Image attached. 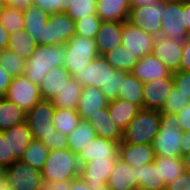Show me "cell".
Instances as JSON below:
<instances>
[{
  "label": "cell",
  "mask_w": 190,
  "mask_h": 190,
  "mask_svg": "<svg viewBox=\"0 0 190 190\" xmlns=\"http://www.w3.org/2000/svg\"><path fill=\"white\" fill-rule=\"evenodd\" d=\"M65 57V45L37 44L34 52L27 60L24 75L39 86L47 72L58 66L64 67Z\"/></svg>",
  "instance_id": "obj_1"
},
{
  "label": "cell",
  "mask_w": 190,
  "mask_h": 190,
  "mask_svg": "<svg viewBox=\"0 0 190 190\" xmlns=\"http://www.w3.org/2000/svg\"><path fill=\"white\" fill-rule=\"evenodd\" d=\"M182 133L177 114L160 112L159 131L152 142L155 155L181 158Z\"/></svg>",
  "instance_id": "obj_2"
},
{
  "label": "cell",
  "mask_w": 190,
  "mask_h": 190,
  "mask_svg": "<svg viewBox=\"0 0 190 190\" xmlns=\"http://www.w3.org/2000/svg\"><path fill=\"white\" fill-rule=\"evenodd\" d=\"M43 180L60 181L80 176L77 155L70 149L51 150L41 169Z\"/></svg>",
  "instance_id": "obj_3"
},
{
  "label": "cell",
  "mask_w": 190,
  "mask_h": 190,
  "mask_svg": "<svg viewBox=\"0 0 190 190\" xmlns=\"http://www.w3.org/2000/svg\"><path fill=\"white\" fill-rule=\"evenodd\" d=\"M160 112L141 109L123 132L122 142L152 144L159 131Z\"/></svg>",
  "instance_id": "obj_4"
},
{
  "label": "cell",
  "mask_w": 190,
  "mask_h": 190,
  "mask_svg": "<svg viewBox=\"0 0 190 190\" xmlns=\"http://www.w3.org/2000/svg\"><path fill=\"white\" fill-rule=\"evenodd\" d=\"M65 48L64 67L73 78L100 56L95 39L87 37L75 35L65 44Z\"/></svg>",
  "instance_id": "obj_5"
},
{
  "label": "cell",
  "mask_w": 190,
  "mask_h": 190,
  "mask_svg": "<svg viewBox=\"0 0 190 190\" xmlns=\"http://www.w3.org/2000/svg\"><path fill=\"white\" fill-rule=\"evenodd\" d=\"M185 24V0L165 2V9H162L160 36L170 38L177 44H184L190 36Z\"/></svg>",
  "instance_id": "obj_6"
},
{
  "label": "cell",
  "mask_w": 190,
  "mask_h": 190,
  "mask_svg": "<svg viewBox=\"0 0 190 190\" xmlns=\"http://www.w3.org/2000/svg\"><path fill=\"white\" fill-rule=\"evenodd\" d=\"M76 35L75 21L66 13L50 14L43 26L40 44L63 46Z\"/></svg>",
  "instance_id": "obj_7"
},
{
  "label": "cell",
  "mask_w": 190,
  "mask_h": 190,
  "mask_svg": "<svg viewBox=\"0 0 190 190\" xmlns=\"http://www.w3.org/2000/svg\"><path fill=\"white\" fill-rule=\"evenodd\" d=\"M162 9H165L164 1L147 5H133L130 8L127 22L140 27L144 32L154 37H158L161 32Z\"/></svg>",
  "instance_id": "obj_8"
},
{
  "label": "cell",
  "mask_w": 190,
  "mask_h": 190,
  "mask_svg": "<svg viewBox=\"0 0 190 190\" xmlns=\"http://www.w3.org/2000/svg\"><path fill=\"white\" fill-rule=\"evenodd\" d=\"M1 176L13 190H37L43 180L40 170L21 160L1 170Z\"/></svg>",
  "instance_id": "obj_9"
},
{
  "label": "cell",
  "mask_w": 190,
  "mask_h": 190,
  "mask_svg": "<svg viewBox=\"0 0 190 190\" xmlns=\"http://www.w3.org/2000/svg\"><path fill=\"white\" fill-rule=\"evenodd\" d=\"M55 110L56 107L51 100H41L26 112V123L34 140H40L41 137L49 136L57 131L52 122Z\"/></svg>",
  "instance_id": "obj_10"
},
{
  "label": "cell",
  "mask_w": 190,
  "mask_h": 190,
  "mask_svg": "<svg viewBox=\"0 0 190 190\" xmlns=\"http://www.w3.org/2000/svg\"><path fill=\"white\" fill-rule=\"evenodd\" d=\"M4 97L25 112H28L42 100L39 86L31 82L24 74L12 78Z\"/></svg>",
  "instance_id": "obj_11"
},
{
  "label": "cell",
  "mask_w": 190,
  "mask_h": 190,
  "mask_svg": "<svg viewBox=\"0 0 190 190\" xmlns=\"http://www.w3.org/2000/svg\"><path fill=\"white\" fill-rule=\"evenodd\" d=\"M156 37L129 22H122L121 45L138 59L151 54Z\"/></svg>",
  "instance_id": "obj_12"
},
{
  "label": "cell",
  "mask_w": 190,
  "mask_h": 190,
  "mask_svg": "<svg viewBox=\"0 0 190 190\" xmlns=\"http://www.w3.org/2000/svg\"><path fill=\"white\" fill-rule=\"evenodd\" d=\"M174 87V79L151 80L143 85V109L161 111Z\"/></svg>",
  "instance_id": "obj_13"
},
{
  "label": "cell",
  "mask_w": 190,
  "mask_h": 190,
  "mask_svg": "<svg viewBox=\"0 0 190 190\" xmlns=\"http://www.w3.org/2000/svg\"><path fill=\"white\" fill-rule=\"evenodd\" d=\"M117 158L92 160L80 165V177L86 181L90 190L101 188L108 182Z\"/></svg>",
  "instance_id": "obj_14"
},
{
  "label": "cell",
  "mask_w": 190,
  "mask_h": 190,
  "mask_svg": "<svg viewBox=\"0 0 190 190\" xmlns=\"http://www.w3.org/2000/svg\"><path fill=\"white\" fill-rule=\"evenodd\" d=\"M114 68L106 61L103 56L96 57L90 62L88 67L77 74L74 79L82 87H96L104 86L109 74H112Z\"/></svg>",
  "instance_id": "obj_15"
},
{
  "label": "cell",
  "mask_w": 190,
  "mask_h": 190,
  "mask_svg": "<svg viewBox=\"0 0 190 190\" xmlns=\"http://www.w3.org/2000/svg\"><path fill=\"white\" fill-rule=\"evenodd\" d=\"M119 142L96 137L76 155L80 165L92 160H105L107 158H118Z\"/></svg>",
  "instance_id": "obj_16"
},
{
  "label": "cell",
  "mask_w": 190,
  "mask_h": 190,
  "mask_svg": "<svg viewBox=\"0 0 190 190\" xmlns=\"http://www.w3.org/2000/svg\"><path fill=\"white\" fill-rule=\"evenodd\" d=\"M184 44L172 42L170 38L156 37L151 54L160 60L171 73L180 69Z\"/></svg>",
  "instance_id": "obj_17"
},
{
  "label": "cell",
  "mask_w": 190,
  "mask_h": 190,
  "mask_svg": "<svg viewBox=\"0 0 190 190\" xmlns=\"http://www.w3.org/2000/svg\"><path fill=\"white\" fill-rule=\"evenodd\" d=\"M141 82L169 78L172 73L160 60L152 54L138 59L137 64L130 72Z\"/></svg>",
  "instance_id": "obj_18"
},
{
  "label": "cell",
  "mask_w": 190,
  "mask_h": 190,
  "mask_svg": "<svg viewBox=\"0 0 190 190\" xmlns=\"http://www.w3.org/2000/svg\"><path fill=\"white\" fill-rule=\"evenodd\" d=\"M118 157L130 167L145 166L155 161L156 155L152 144L119 143Z\"/></svg>",
  "instance_id": "obj_19"
},
{
  "label": "cell",
  "mask_w": 190,
  "mask_h": 190,
  "mask_svg": "<svg viewBox=\"0 0 190 190\" xmlns=\"http://www.w3.org/2000/svg\"><path fill=\"white\" fill-rule=\"evenodd\" d=\"M72 75L65 67H55L47 72L43 81L39 84L42 100H52L67 85Z\"/></svg>",
  "instance_id": "obj_20"
},
{
  "label": "cell",
  "mask_w": 190,
  "mask_h": 190,
  "mask_svg": "<svg viewBox=\"0 0 190 190\" xmlns=\"http://www.w3.org/2000/svg\"><path fill=\"white\" fill-rule=\"evenodd\" d=\"M2 132L4 137L9 140V156H13L16 160H21L29 142L33 139L27 123L14 125Z\"/></svg>",
  "instance_id": "obj_21"
},
{
  "label": "cell",
  "mask_w": 190,
  "mask_h": 190,
  "mask_svg": "<svg viewBox=\"0 0 190 190\" xmlns=\"http://www.w3.org/2000/svg\"><path fill=\"white\" fill-rule=\"evenodd\" d=\"M108 100L100 88L83 87L81 97L78 103L77 113L81 120H87L99 109L106 108Z\"/></svg>",
  "instance_id": "obj_22"
},
{
  "label": "cell",
  "mask_w": 190,
  "mask_h": 190,
  "mask_svg": "<svg viewBox=\"0 0 190 190\" xmlns=\"http://www.w3.org/2000/svg\"><path fill=\"white\" fill-rule=\"evenodd\" d=\"M122 22H102L95 42L100 56L121 45Z\"/></svg>",
  "instance_id": "obj_23"
},
{
  "label": "cell",
  "mask_w": 190,
  "mask_h": 190,
  "mask_svg": "<svg viewBox=\"0 0 190 190\" xmlns=\"http://www.w3.org/2000/svg\"><path fill=\"white\" fill-rule=\"evenodd\" d=\"M87 121L98 137L122 142L123 132L111 121L107 107L96 111Z\"/></svg>",
  "instance_id": "obj_24"
},
{
  "label": "cell",
  "mask_w": 190,
  "mask_h": 190,
  "mask_svg": "<svg viewBox=\"0 0 190 190\" xmlns=\"http://www.w3.org/2000/svg\"><path fill=\"white\" fill-rule=\"evenodd\" d=\"M107 184L113 190H136L134 167H130L121 158H117Z\"/></svg>",
  "instance_id": "obj_25"
},
{
  "label": "cell",
  "mask_w": 190,
  "mask_h": 190,
  "mask_svg": "<svg viewBox=\"0 0 190 190\" xmlns=\"http://www.w3.org/2000/svg\"><path fill=\"white\" fill-rule=\"evenodd\" d=\"M130 8L128 0H97L96 12L102 22H125Z\"/></svg>",
  "instance_id": "obj_26"
},
{
  "label": "cell",
  "mask_w": 190,
  "mask_h": 190,
  "mask_svg": "<svg viewBox=\"0 0 190 190\" xmlns=\"http://www.w3.org/2000/svg\"><path fill=\"white\" fill-rule=\"evenodd\" d=\"M135 181L138 186L154 190H165L166 181L160 173V161H153L145 166L134 167Z\"/></svg>",
  "instance_id": "obj_27"
},
{
  "label": "cell",
  "mask_w": 190,
  "mask_h": 190,
  "mask_svg": "<svg viewBox=\"0 0 190 190\" xmlns=\"http://www.w3.org/2000/svg\"><path fill=\"white\" fill-rule=\"evenodd\" d=\"M107 108L111 121L122 132H124L127 125L136 117L138 112L141 110L137 105L122 99L109 101Z\"/></svg>",
  "instance_id": "obj_28"
},
{
  "label": "cell",
  "mask_w": 190,
  "mask_h": 190,
  "mask_svg": "<svg viewBox=\"0 0 190 190\" xmlns=\"http://www.w3.org/2000/svg\"><path fill=\"white\" fill-rule=\"evenodd\" d=\"M24 30L29 33L31 38L40 44L43 26L47 24L49 14L36 5H31L23 11Z\"/></svg>",
  "instance_id": "obj_29"
},
{
  "label": "cell",
  "mask_w": 190,
  "mask_h": 190,
  "mask_svg": "<svg viewBox=\"0 0 190 190\" xmlns=\"http://www.w3.org/2000/svg\"><path fill=\"white\" fill-rule=\"evenodd\" d=\"M143 85L134 75L128 72L119 88L117 99H122L143 109Z\"/></svg>",
  "instance_id": "obj_30"
},
{
  "label": "cell",
  "mask_w": 190,
  "mask_h": 190,
  "mask_svg": "<svg viewBox=\"0 0 190 190\" xmlns=\"http://www.w3.org/2000/svg\"><path fill=\"white\" fill-rule=\"evenodd\" d=\"M83 87L73 77L52 100V104L60 109L77 110Z\"/></svg>",
  "instance_id": "obj_31"
},
{
  "label": "cell",
  "mask_w": 190,
  "mask_h": 190,
  "mask_svg": "<svg viewBox=\"0 0 190 190\" xmlns=\"http://www.w3.org/2000/svg\"><path fill=\"white\" fill-rule=\"evenodd\" d=\"M97 137L87 120H81L75 130L67 135L68 149L77 154Z\"/></svg>",
  "instance_id": "obj_32"
},
{
  "label": "cell",
  "mask_w": 190,
  "mask_h": 190,
  "mask_svg": "<svg viewBox=\"0 0 190 190\" xmlns=\"http://www.w3.org/2000/svg\"><path fill=\"white\" fill-rule=\"evenodd\" d=\"M26 122V112L5 97H0V131Z\"/></svg>",
  "instance_id": "obj_33"
},
{
  "label": "cell",
  "mask_w": 190,
  "mask_h": 190,
  "mask_svg": "<svg viewBox=\"0 0 190 190\" xmlns=\"http://www.w3.org/2000/svg\"><path fill=\"white\" fill-rule=\"evenodd\" d=\"M37 43L24 29L9 35L6 49L28 60L36 48Z\"/></svg>",
  "instance_id": "obj_34"
},
{
  "label": "cell",
  "mask_w": 190,
  "mask_h": 190,
  "mask_svg": "<svg viewBox=\"0 0 190 190\" xmlns=\"http://www.w3.org/2000/svg\"><path fill=\"white\" fill-rule=\"evenodd\" d=\"M103 57L117 70L131 72L138 62V58L124 49L122 45L116 46L113 50L105 53Z\"/></svg>",
  "instance_id": "obj_35"
},
{
  "label": "cell",
  "mask_w": 190,
  "mask_h": 190,
  "mask_svg": "<svg viewBox=\"0 0 190 190\" xmlns=\"http://www.w3.org/2000/svg\"><path fill=\"white\" fill-rule=\"evenodd\" d=\"M81 119L77 110L56 108L52 122L57 131L69 135L76 129Z\"/></svg>",
  "instance_id": "obj_36"
},
{
  "label": "cell",
  "mask_w": 190,
  "mask_h": 190,
  "mask_svg": "<svg viewBox=\"0 0 190 190\" xmlns=\"http://www.w3.org/2000/svg\"><path fill=\"white\" fill-rule=\"evenodd\" d=\"M49 152L50 150L43 142L32 139L24 151L21 161L41 171Z\"/></svg>",
  "instance_id": "obj_37"
},
{
  "label": "cell",
  "mask_w": 190,
  "mask_h": 190,
  "mask_svg": "<svg viewBox=\"0 0 190 190\" xmlns=\"http://www.w3.org/2000/svg\"><path fill=\"white\" fill-rule=\"evenodd\" d=\"M27 60L14 52L3 49L0 51V65L12 78L24 74Z\"/></svg>",
  "instance_id": "obj_38"
},
{
  "label": "cell",
  "mask_w": 190,
  "mask_h": 190,
  "mask_svg": "<svg viewBox=\"0 0 190 190\" xmlns=\"http://www.w3.org/2000/svg\"><path fill=\"white\" fill-rule=\"evenodd\" d=\"M155 161H160V173L166 184H169L185 172L180 157L156 156Z\"/></svg>",
  "instance_id": "obj_39"
},
{
  "label": "cell",
  "mask_w": 190,
  "mask_h": 190,
  "mask_svg": "<svg viewBox=\"0 0 190 190\" xmlns=\"http://www.w3.org/2000/svg\"><path fill=\"white\" fill-rule=\"evenodd\" d=\"M0 23L9 34L24 29L23 10L5 6L0 15Z\"/></svg>",
  "instance_id": "obj_40"
},
{
  "label": "cell",
  "mask_w": 190,
  "mask_h": 190,
  "mask_svg": "<svg viewBox=\"0 0 190 190\" xmlns=\"http://www.w3.org/2000/svg\"><path fill=\"white\" fill-rule=\"evenodd\" d=\"M102 23L101 18L97 15H89L75 21L76 35L95 39Z\"/></svg>",
  "instance_id": "obj_41"
},
{
  "label": "cell",
  "mask_w": 190,
  "mask_h": 190,
  "mask_svg": "<svg viewBox=\"0 0 190 190\" xmlns=\"http://www.w3.org/2000/svg\"><path fill=\"white\" fill-rule=\"evenodd\" d=\"M97 0H72L71 5L65 12L74 21L97 14Z\"/></svg>",
  "instance_id": "obj_42"
},
{
  "label": "cell",
  "mask_w": 190,
  "mask_h": 190,
  "mask_svg": "<svg viewBox=\"0 0 190 190\" xmlns=\"http://www.w3.org/2000/svg\"><path fill=\"white\" fill-rule=\"evenodd\" d=\"M127 73V71L114 69L112 74H109L105 85L100 87L108 102L117 99L121 80L125 78Z\"/></svg>",
  "instance_id": "obj_43"
},
{
  "label": "cell",
  "mask_w": 190,
  "mask_h": 190,
  "mask_svg": "<svg viewBox=\"0 0 190 190\" xmlns=\"http://www.w3.org/2000/svg\"><path fill=\"white\" fill-rule=\"evenodd\" d=\"M189 103L190 100L187 98V95H184L183 93L179 92L177 88L173 87L172 92L166 98L165 104L159 112L177 114Z\"/></svg>",
  "instance_id": "obj_44"
},
{
  "label": "cell",
  "mask_w": 190,
  "mask_h": 190,
  "mask_svg": "<svg viewBox=\"0 0 190 190\" xmlns=\"http://www.w3.org/2000/svg\"><path fill=\"white\" fill-rule=\"evenodd\" d=\"M72 0H33V5L38 6L49 15L67 11Z\"/></svg>",
  "instance_id": "obj_45"
},
{
  "label": "cell",
  "mask_w": 190,
  "mask_h": 190,
  "mask_svg": "<svg viewBox=\"0 0 190 190\" xmlns=\"http://www.w3.org/2000/svg\"><path fill=\"white\" fill-rule=\"evenodd\" d=\"M39 141L43 142L50 151L68 149L67 136L60 133L59 131H56L49 136L41 137Z\"/></svg>",
  "instance_id": "obj_46"
},
{
  "label": "cell",
  "mask_w": 190,
  "mask_h": 190,
  "mask_svg": "<svg viewBox=\"0 0 190 190\" xmlns=\"http://www.w3.org/2000/svg\"><path fill=\"white\" fill-rule=\"evenodd\" d=\"M174 87L190 100V72L178 70L172 73Z\"/></svg>",
  "instance_id": "obj_47"
},
{
  "label": "cell",
  "mask_w": 190,
  "mask_h": 190,
  "mask_svg": "<svg viewBox=\"0 0 190 190\" xmlns=\"http://www.w3.org/2000/svg\"><path fill=\"white\" fill-rule=\"evenodd\" d=\"M17 161L13 156H9V140L0 131V169L3 170Z\"/></svg>",
  "instance_id": "obj_48"
},
{
  "label": "cell",
  "mask_w": 190,
  "mask_h": 190,
  "mask_svg": "<svg viewBox=\"0 0 190 190\" xmlns=\"http://www.w3.org/2000/svg\"><path fill=\"white\" fill-rule=\"evenodd\" d=\"M73 179L60 181L42 180L37 190H70Z\"/></svg>",
  "instance_id": "obj_49"
},
{
  "label": "cell",
  "mask_w": 190,
  "mask_h": 190,
  "mask_svg": "<svg viewBox=\"0 0 190 190\" xmlns=\"http://www.w3.org/2000/svg\"><path fill=\"white\" fill-rule=\"evenodd\" d=\"M165 190H190V173L184 172L166 185Z\"/></svg>",
  "instance_id": "obj_50"
},
{
  "label": "cell",
  "mask_w": 190,
  "mask_h": 190,
  "mask_svg": "<svg viewBox=\"0 0 190 190\" xmlns=\"http://www.w3.org/2000/svg\"><path fill=\"white\" fill-rule=\"evenodd\" d=\"M177 118L182 132L190 131V103L177 113Z\"/></svg>",
  "instance_id": "obj_51"
},
{
  "label": "cell",
  "mask_w": 190,
  "mask_h": 190,
  "mask_svg": "<svg viewBox=\"0 0 190 190\" xmlns=\"http://www.w3.org/2000/svg\"><path fill=\"white\" fill-rule=\"evenodd\" d=\"M179 70L190 72V36L187 37L183 45L182 60Z\"/></svg>",
  "instance_id": "obj_52"
},
{
  "label": "cell",
  "mask_w": 190,
  "mask_h": 190,
  "mask_svg": "<svg viewBox=\"0 0 190 190\" xmlns=\"http://www.w3.org/2000/svg\"><path fill=\"white\" fill-rule=\"evenodd\" d=\"M12 77L0 65V97H4L11 84Z\"/></svg>",
  "instance_id": "obj_53"
},
{
  "label": "cell",
  "mask_w": 190,
  "mask_h": 190,
  "mask_svg": "<svg viewBox=\"0 0 190 190\" xmlns=\"http://www.w3.org/2000/svg\"><path fill=\"white\" fill-rule=\"evenodd\" d=\"M31 5H33V0H9L8 2V6L23 11Z\"/></svg>",
  "instance_id": "obj_54"
},
{
  "label": "cell",
  "mask_w": 190,
  "mask_h": 190,
  "mask_svg": "<svg viewBox=\"0 0 190 190\" xmlns=\"http://www.w3.org/2000/svg\"><path fill=\"white\" fill-rule=\"evenodd\" d=\"M179 142L182 155L190 153V131L183 132Z\"/></svg>",
  "instance_id": "obj_55"
},
{
  "label": "cell",
  "mask_w": 190,
  "mask_h": 190,
  "mask_svg": "<svg viewBox=\"0 0 190 190\" xmlns=\"http://www.w3.org/2000/svg\"><path fill=\"white\" fill-rule=\"evenodd\" d=\"M70 190H90L88 184L80 176L73 179Z\"/></svg>",
  "instance_id": "obj_56"
},
{
  "label": "cell",
  "mask_w": 190,
  "mask_h": 190,
  "mask_svg": "<svg viewBox=\"0 0 190 190\" xmlns=\"http://www.w3.org/2000/svg\"><path fill=\"white\" fill-rule=\"evenodd\" d=\"M9 33L1 26L0 23V51L6 49L9 41Z\"/></svg>",
  "instance_id": "obj_57"
},
{
  "label": "cell",
  "mask_w": 190,
  "mask_h": 190,
  "mask_svg": "<svg viewBox=\"0 0 190 190\" xmlns=\"http://www.w3.org/2000/svg\"><path fill=\"white\" fill-rule=\"evenodd\" d=\"M185 19H186V28L190 33V0H185Z\"/></svg>",
  "instance_id": "obj_58"
},
{
  "label": "cell",
  "mask_w": 190,
  "mask_h": 190,
  "mask_svg": "<svg viewBox=\"0 0 190 190\" xmlns=\"http://www.w3.org/2000/svg\"><path fill=\"white\" fill-rule=\"evenodd\" d=\"M181 159L185 172L190 173V153L184 154Z\"/></svg>",
  "instance_id": "obj_59"
},
{
  "label": "cell",
  "mask_w": 190,
  "mask_h": 190,
  "mask_svg": "<svg viewBox=\"0 0 190 190\" xmlns=\"http://www.w3.org/2000/svg\"><path fill=\"white\" fill-rule=\"evenodd\" d=\"M130 5H147L150 3L158 2L159 0H128Z\"/></svg>",
  "instance_id": "obj_60"
},
{
  "label": "cell",
  "mask_w": 190,
  "mask_h": 190,
  "mask_svg": "<svg viewBox=\"0 0 190 190\" xmlns=\"http://www.w3.org/2000/svg\"><path fill=\"white\" fill-rule=\"evenodd\" d=\"M0 190H13L2 176L0 177Z\"/></svg>",
  "instance_id": "obj_61"
},
{
  "label": "cell",
  "mask_w": 190,
  "mask_h": 190,
  "mask_svg": "<svg viewBox=\"0 0 190 190\" xmlns=\"http://www.w3.org/2000/svg\"><path fill=\"white\" fill-rule=\"evenodd\" d=\"M95 190H113L107 183L104 184L101 188H96Z\"/></svg>",
  "instance_id": "obj_62"
},
{
  "label": "cell",
  "mask_w": 190,
  "mask_h": 190,
  "mask_svg": "<svg viewBox=\"0 0 190 190\" xmlns=\"http://www.w3.org/2000/svg\"><path fill=\"white\" fill-rule=\"evenodd\" d=\"M136 190H154V189L138 186Z\"/></svg>",
  "instance_id": "obj_63"
},
{
  "label": "cell",
  "mask_w": 190,
  "mask_h": 190,
  "mask_svg": "<svg viewBox=\"0 0 190 190\" xmlns=\"http://www.w3.org/2000/svg\"><path fill=\"white\" fill-rule=\"evenodd\" d=\"M9 0H0V3H2L4 6H8Z\"/></svg>",
  "instance_id": "obj_64"
},
{
  "label": "cell",
  "mask_w": 190,
  "mask_h": 190,
  "mask_svg": "<svg viewBox=\"0 0 190 190\" xmlns=\"http://www.w3.org/2000/svg\"><path fill=\"white\" fill-rule=\"evenodd\" d=\"M159 1H164V2H177V1H184V0H159Z\"/></svg>",
  "instance_id": "obj_65"
},
{
  "label": "cell",
  "mask_w": 190,
  "mask_h": 190,
  "mask_svg": "<svg viewBox=\"0 0 190 190\" xmlns=\"http://www.w3.org/2000/svg\"><path fill=\"white\" fill-rule=\"evenodd\" d=\"M4 7H5V6H4L2 3H0V15H1V13L3 12Z\"/></svg>",
  "instance_id": "obj_66"
}]
</instances>
